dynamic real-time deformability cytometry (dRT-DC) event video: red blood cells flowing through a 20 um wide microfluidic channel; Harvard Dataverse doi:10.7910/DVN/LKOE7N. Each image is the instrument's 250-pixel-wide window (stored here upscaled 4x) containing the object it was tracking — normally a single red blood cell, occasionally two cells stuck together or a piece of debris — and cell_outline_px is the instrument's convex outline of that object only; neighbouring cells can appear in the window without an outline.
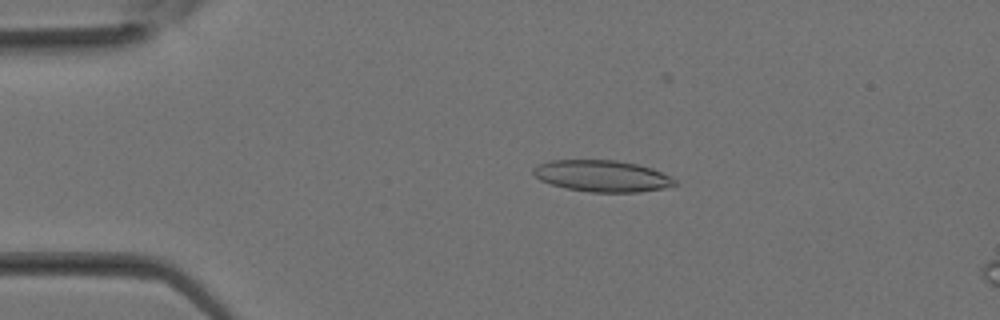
{"species": "Egyptian fruit bat (a non-hibernating species)", "species_latin": "Rousettus aegyptiacus", "temperature_condition": "room temperature", "stored_images_in_passage": 11, "camera_frame_rate_fps": 3000, "um_per_image_px": 0.085, "animal": {"sex": "female"}, "frame": {"image": 1, "passage_image": 7, "time_ms": 2.0, "image_size_px": [1000, 320], "cell_outline_px": [[680, 184], [664, 188], [640, 192], [588, 192], [568, 188], [552, 184], [540, 180], [532, 172], [532, 168], [548, 160], [616, 160], [636, 164], [652, 168], [676, 180]], "centroid_in_image_um": [51.19, 14.96], "position_along_channel_um": 33.8, "area_um2": 25.89}}